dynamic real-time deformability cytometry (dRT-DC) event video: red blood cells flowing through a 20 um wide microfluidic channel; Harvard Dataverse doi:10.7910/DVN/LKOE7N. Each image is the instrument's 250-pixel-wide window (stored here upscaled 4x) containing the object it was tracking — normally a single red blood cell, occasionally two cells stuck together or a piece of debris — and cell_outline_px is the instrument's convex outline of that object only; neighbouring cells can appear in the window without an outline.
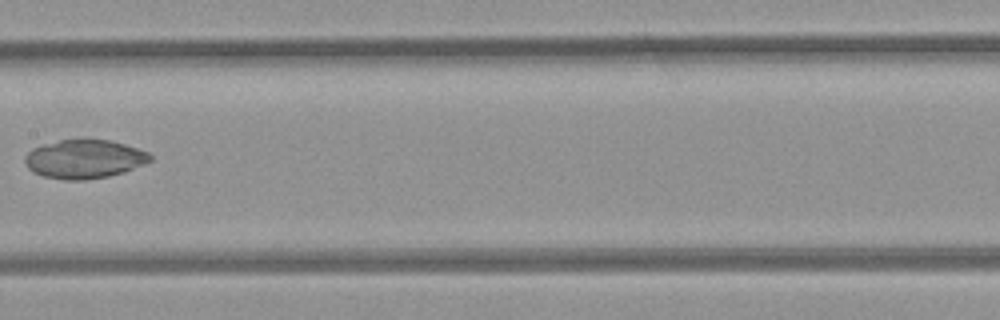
{"species": "common noctule bat (a hibernating species)", "species_latin": "Nyctalus noctula", "temperature_condition": "room temperature", "stored_images_in_passage": 9, "camera_frame_rate_fps": 3000, "um_per_image_px": 0.085, "animal": {"sex": "female", "body_mass_g": 21.9}, "frame": {"image": 1, "passage_image": 8, "time_ms": 2.333, "image_size_px": [1000, 320], "cell_outline_px": [[152, 160], [144, 164], [124, 172], [108, 176], [84, 180], [64, 180], [44, 176], [32, 172], [28, 168], [24, 160], [24, 156], [32, 148], [44, 144], [60, 140], [84, 136], [112, 140], [148, 152], [152, 156]], "centroid_in_image_um": [7.16, 13.48], "position_along_channel_um": 200.2, "area_um2": 28.96}}
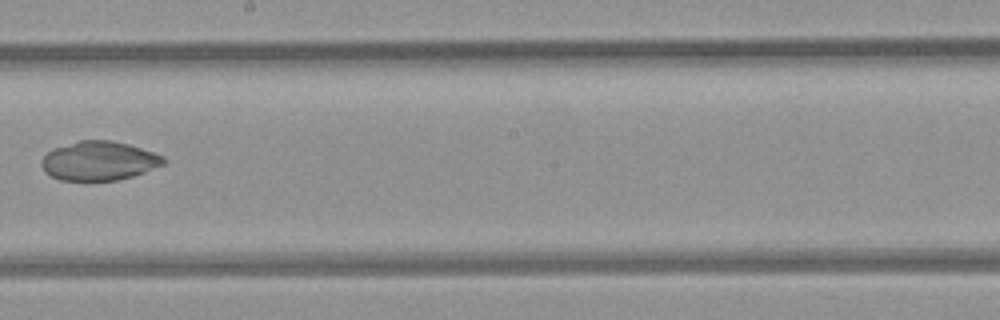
{"frame": {"image": 2, "passage_image": 9, "time_ms": 2.667, "image_size_px": [1000, 320], "cell_outline_px": [[168, 160], [164, 164], [144, 172], [132, 176], [116, 180], [88, 184], [60, 180], [44, 172], [40, 164], [40, 160], [52, 148], [80, 140], [112, 140], [128, 144], [164, 156]], "centroid_in_image_um": [8.37, 13.71], "position_along_channel_um": 239.8, "area_um2": 28.61}}